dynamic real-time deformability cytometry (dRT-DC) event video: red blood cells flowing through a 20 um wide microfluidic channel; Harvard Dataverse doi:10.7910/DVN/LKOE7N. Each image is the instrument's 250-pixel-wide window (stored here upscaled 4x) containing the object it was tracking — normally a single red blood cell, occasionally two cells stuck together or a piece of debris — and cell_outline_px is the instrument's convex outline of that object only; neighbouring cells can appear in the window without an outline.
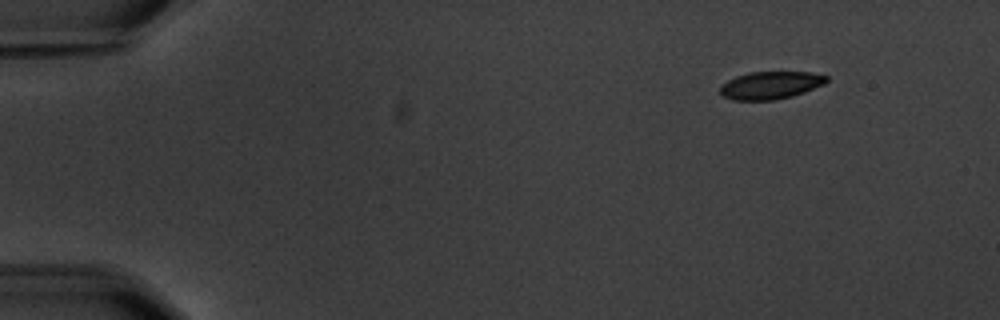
{"species": "common noctule bat (a hibernating species)", "species_latin": "Nyctalus noctula", "temperature_condition": "warm", "stored_images_in_passage": 4, "camera_frame_rate_fps": 3000, "um_per_image_px": 0.085, "animal": {"sex": "male", "body_mass_g": 20.1, "forearm_length_mm": 53.5}, "frame": {"image": 1, "passage_image": 1, "time_ms": 0.0, "image_size_px": [1000, 320], "cell_outline_px": [[828, 80], [824, 84], [804, 92], [792, 96], [772, 100], [732, 100], [724, 96], [720, 92], [720, 88], [728, 80], [736, 76], [748, 72], [812, 72], [828, 76]], "centroid_in_image_um": [65.51, 7.24], "position_along_channel_um": 19.5, "area_um2": 17.05}}